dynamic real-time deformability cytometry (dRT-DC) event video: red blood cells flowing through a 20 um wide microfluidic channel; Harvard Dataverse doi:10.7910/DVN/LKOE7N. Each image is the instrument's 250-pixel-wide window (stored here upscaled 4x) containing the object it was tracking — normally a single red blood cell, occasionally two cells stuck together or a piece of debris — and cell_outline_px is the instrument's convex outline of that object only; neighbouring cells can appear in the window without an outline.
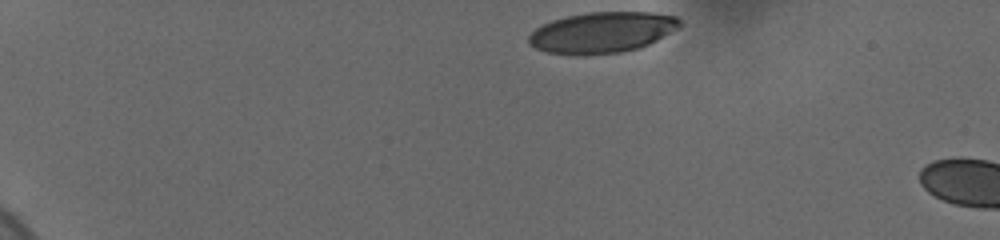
{"species": "human", "species_latin": "Homo sapiens", "temperature_condition": "cold", "stored_images_in_passage": 5, "camera_frame_rate_fps": 3000, "um_per_image_px": 0.085, "donor": {"sex": "female"}, "frame": {"image": 1, "passage_image": 1, "time_ms": 0.0, "image_size_px": [1000, 240], "cell_outline_px": [[680, 24], [676, 28], [656, 40], [640, 48], [620, 52], [584, 56], [572, 56], [544, 52], [528, 44], [528, 36], [536, 28], [552, 20], [568, 16], [588, 12], [652, 12], [676, 16], [680, 20]], "centroid_in_image_um": [51.12, 2.78], "position_along_channel_um": 33.9, "area_um2": 36.13}}